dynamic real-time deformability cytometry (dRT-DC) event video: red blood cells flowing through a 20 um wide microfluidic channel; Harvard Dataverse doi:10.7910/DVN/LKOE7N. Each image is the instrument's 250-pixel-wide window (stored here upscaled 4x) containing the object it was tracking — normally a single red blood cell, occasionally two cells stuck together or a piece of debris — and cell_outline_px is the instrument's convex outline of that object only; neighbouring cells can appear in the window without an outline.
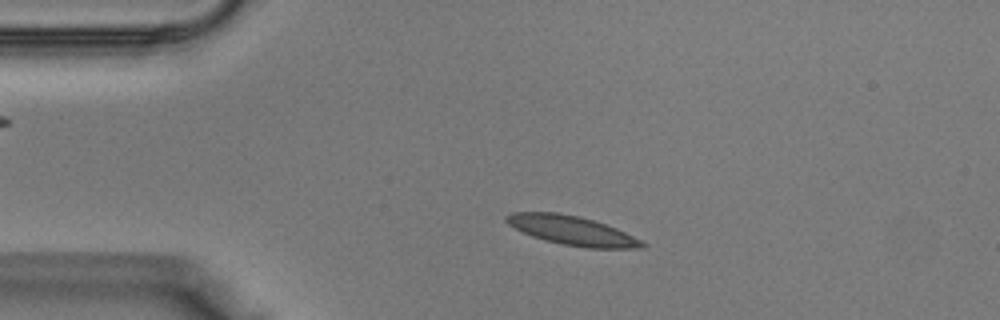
{"species": "Egyptian fruit bat (a non-hibernating species)", "species_latin": "Rousettus aegyptiacus", "temperature_condition": "warm", "stored_images_in_passage": 38, "camera_frame_rate_fps": 3000, "um_per_image_px": 0.085, "animal": {"sex": "male"}, "frame": {"image": 1, "passage_image": 7, "time_ms": 2.0, "image_size_px": [1000, 320], "cell_outline_px": [[648, 244], [644, 248], [588, 248], [564, 244], [544, 240], [532, 236], [508, 224], [504, 220], [504, 216], [512, 212], [556, 212], [576, 216], [592, 220], [616, 228]], "centroid_in_image_um": [48.6, 19.59], "position_along_channel_um": 36.4, "area_um2": 22.72}}
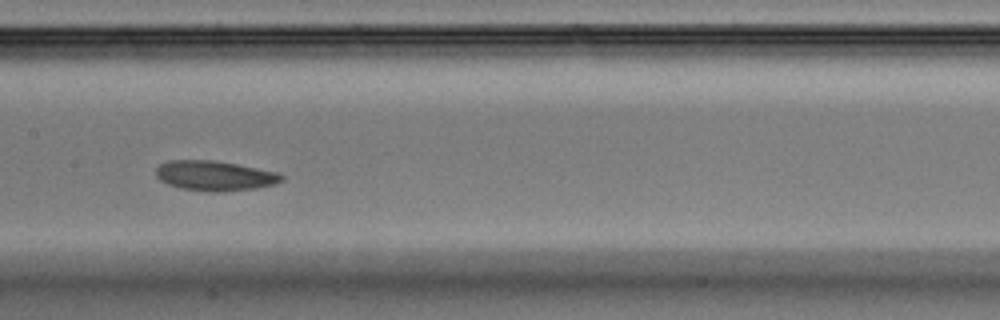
{"frame": {"image": 2, "passage_image": 18, "time_ms": 5.667, "image_size_px": [1000, 320], "cell_outline_px": [[284, 180], [276, 184], [256, 188], [220, 192], [208, 192], [180, 188], [168, 184], [160, 180], [156, 176], [156, 168], [160, 164], [168, 160], [212, 160], [236, 164], [276, 172], [284, 176]], "centroid_in_image_um": [18.24, 14.94], "position_along_channel_um": 189.2, "area_um2": 21.96}}
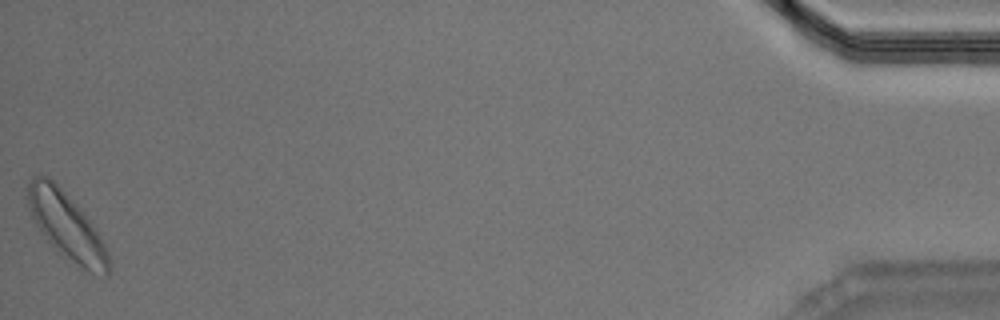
{"frame": {"image": 3, "passage_image": 38, "time_ms": 12.333, "image_size_px": [1000, 320], "cell_outline_px": [[112, 268], [108, 276], [104, 276], [80, 272], [48, 240], [36, 224], [28, 208], [24, 196], [28, 184], [32, 176], [40, 172], [48, 176], [80, 208], [104, 244], [108, 252], [112, 264]], "centroid_in_image_um": [5.66, 19.25], "position_along_channel_um": 429.5, "area_um2": 31.96}}